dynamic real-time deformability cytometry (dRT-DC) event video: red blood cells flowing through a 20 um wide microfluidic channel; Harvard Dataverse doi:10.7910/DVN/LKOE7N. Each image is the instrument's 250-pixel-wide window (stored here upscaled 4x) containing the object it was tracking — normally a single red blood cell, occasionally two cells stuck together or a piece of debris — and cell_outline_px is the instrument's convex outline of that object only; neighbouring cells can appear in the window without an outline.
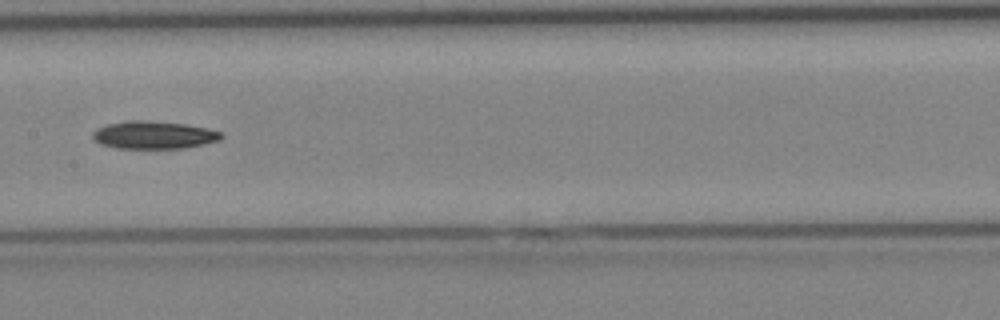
{"species": "Egyptian fruit bat (a non-hibernating species)", "species_latin": "Rousettus aegyptiacus", "temperature_condition": "cold", "stored_images_in_passage": 30, "camera_frame_rate_fps": 3000, "um_per_image_px": 0.085, "animal": {"sex": "female"}, "frame": {"image": 1, "passage_image": 9, "time_ms": 2.667, "image_size_px": [1000, 320], "cell_outline_px": [[224, 136], [220, 140], [204, 144], [184, 148], [116, 148], [100, 144], [92, 136], [92, 132], [108, 124], [128, 120], [140, 120], [184, 124], [208, 128], [224, 132]], "centroid_in_image_um": [13.12, 11.48], "position_along_channel_um": 194.3, "area_um2": 20.69}}
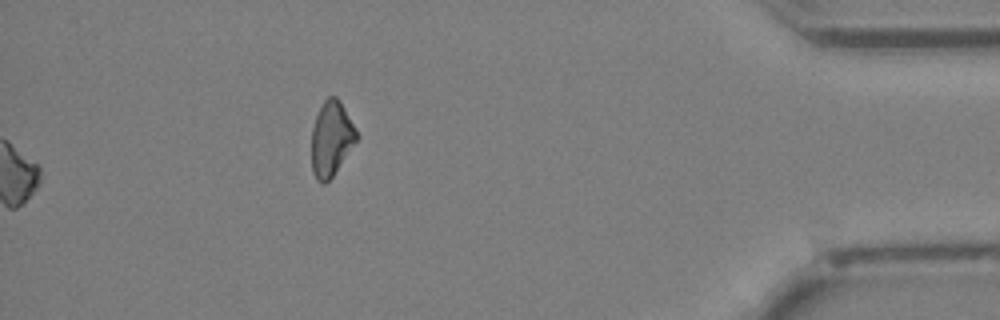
{"frame": {"image": 2, "passage_image": 30, "time_ms": 9.667, "image_size_px": [1000, 320], "cell_outline_px": [[360, 136], [332, 176], [324, 184], [316, 180], [312, 172], [312, 128], [316, 116], [324, 100], [328, 96], [336, 96], [340, 100], [356, 128]], "centroid_in_image_um": [28.17, 11.77], "position_along_channel_um": 407.0, "area_um2": 19.59}}